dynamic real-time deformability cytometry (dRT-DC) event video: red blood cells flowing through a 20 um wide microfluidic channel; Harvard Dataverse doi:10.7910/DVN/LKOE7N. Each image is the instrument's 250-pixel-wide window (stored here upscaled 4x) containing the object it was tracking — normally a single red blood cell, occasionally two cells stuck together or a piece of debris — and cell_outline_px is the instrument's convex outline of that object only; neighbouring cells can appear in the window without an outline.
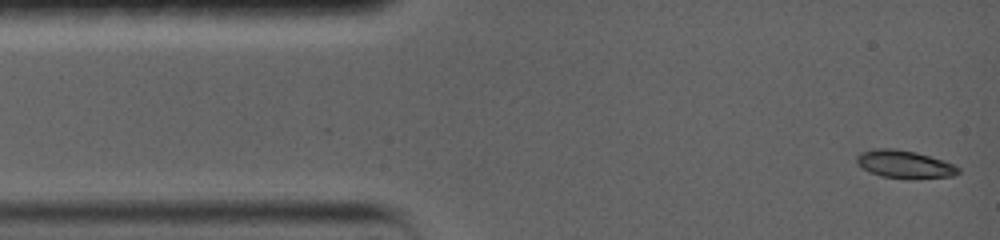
{"species": "common noctule bat (a hibernating species)", "species_latin": "Nyctalus noctula", "temperature_condition": "warm", "stored_images_in_passage": 14, "camera_frame_rate_fps": 5000, "um_per_image_px": 0.085, "animal": {"sex": "female", "body_mass_g": 19.0, "forearm_length_mm": 56.7}, "frame": {"image": 1, "passage_image": 1, "time_ms": 0.0, "image_size_px": [1000, 240], "cell_outline_px": [[960, 172], [952, 176], [908, 180], [880, 176], [864, 168], [856, 160], [856, 156], [860, 152], [876, 148], [892, 148], [916, 152], [944, 160], [960, 168]], "centroid_in_image_um": [76.91, 13.97], "position_along_channel_um": 8.1, "area_um2": 16.59}}
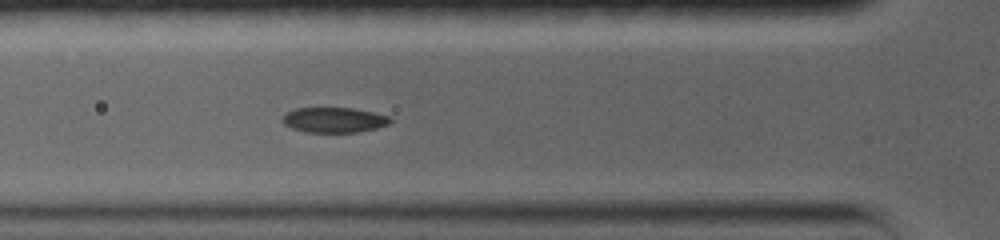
{"frame": {"image": 2, "passage_image": 7, "time_ms": 4.4, "image_size_px": [1000, 240], "cell_outline_px": [[392, 120], [388, 124], [376, 128], [356, 132], [304, 132], [292, 128], [284, 124], [280, 120], [288, 112], [296, 108], [352, 108], [372, 112], [388, 116]], "centroid_in_image_um": [28.37, 10.2], "position_along_channel_um": 97.4, "area_um2": 15.66}}
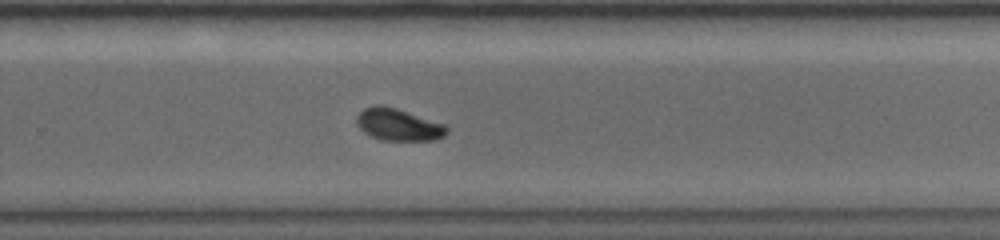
{"frame": {"image": 3, "passage_image": 14, "time_ms": 9.8, "image_size_px": [1000, 240], "cell_outline_px": [[448, 132], [444, 136], [436, 140], [380, 140], [364, 132], [356, 124], [356, 116], [364, 108], [376, 104], [380, 104], [396, 108], [444, 124], [448, 128]], "centroid_in_image_um": [33.84, 10.59], "position_along_channel_um": 296.0, "area_um2": 16.82}}